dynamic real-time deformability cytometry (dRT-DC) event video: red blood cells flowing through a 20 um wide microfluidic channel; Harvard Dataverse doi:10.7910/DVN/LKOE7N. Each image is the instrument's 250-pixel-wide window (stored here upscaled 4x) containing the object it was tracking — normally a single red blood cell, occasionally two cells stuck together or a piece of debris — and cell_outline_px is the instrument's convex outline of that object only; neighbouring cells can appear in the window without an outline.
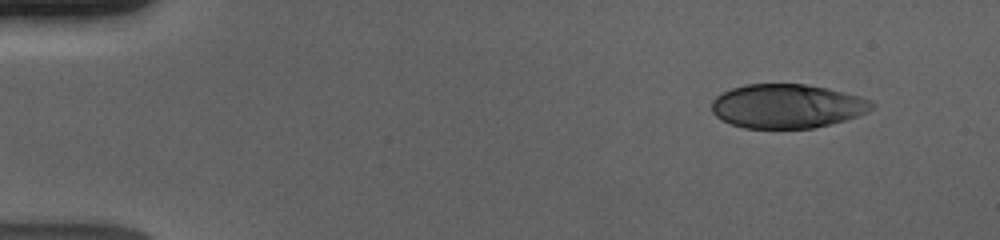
{"species": "human", "species_latin": "Homo sapiens", "temperature_condition": "cold", "stored_images_in_passage": 51, "camera_frame_rate_fps": 3000, "um_per_image_px": 0.085, "donor": {"sex": "male"}, "frame": {"image": 1, "passage_image": 1, "time_ms": 0.0, "image_size_px": [1000, 240], "cell_outline_px": [[876, 104], [868, 112], [844, 120], [812, 128], [744, 128], [732, 124], [716, 116], [712, 112], [712, 100], [716, 96], [732, 88], [748, 84], [804, 84], [828, 88], [860, 96], [872, 100]], "centroid_in_image_um": [66.92, 9.01], "position_along_channel_um": 18.1, "area_um2": 40.98}}
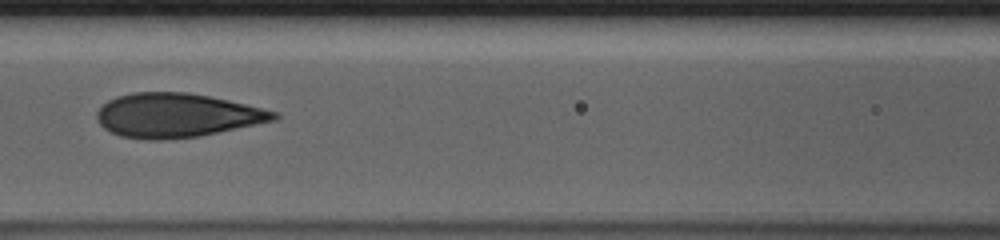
{"frame": {"image": 2, "passage_image": 21, "time_ms": 6.667, "image_size_px": [1000, 240], "cell_outline_px": [[280, 116], [276, 120], [200, 136], [160, 140], [144, 140], [120, 136], [104, 128], [96, 120], [96, 112], [108, 100], [116, 96], [132, 92], [188, 92], [228, 100], [276, 112]], "centroid_in_image_um": [14.98, 9.81], "position_along_channel_um": 151.6, "area_um2": 45.37}}
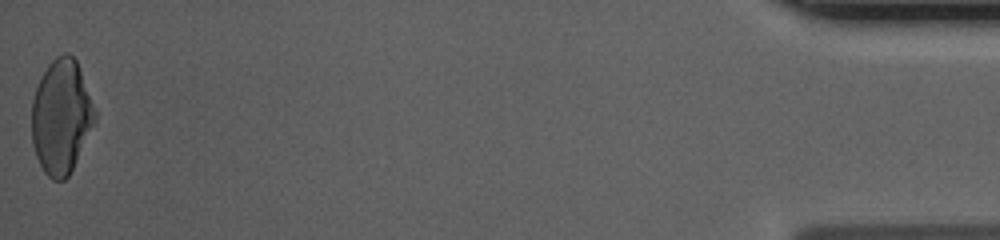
{"frame": {"image": 3, "passage_image": 51, "time_ms": 16.667, "image_size_px": [1000, 240], "cell_outline_px": [[96, 120], [68, 176], [64, 180], [52, 180], [44, 172], [36, 156], [32, 144], [32, 100], [40, 76], [48, 64], [56, 56], [64, 52], [68, 52], [76, 60], [96, 112]], "centroid_in_image_um": [5.18, 9.9], "position_along_channel_um": 430.0, "area_um2": 41.79}, "authors_computed_cell_mechanics": {"area_um2": 44.4482, "velocity_mm_per_s": 3.6973, "shape_relaxation_time_tau1_ms": 4.9666, "shape_relaxation_time_tau2_ms": 0.8441, "deformation_change_tau1": 0.1966, "deformation_change_tau2": 0.073}}